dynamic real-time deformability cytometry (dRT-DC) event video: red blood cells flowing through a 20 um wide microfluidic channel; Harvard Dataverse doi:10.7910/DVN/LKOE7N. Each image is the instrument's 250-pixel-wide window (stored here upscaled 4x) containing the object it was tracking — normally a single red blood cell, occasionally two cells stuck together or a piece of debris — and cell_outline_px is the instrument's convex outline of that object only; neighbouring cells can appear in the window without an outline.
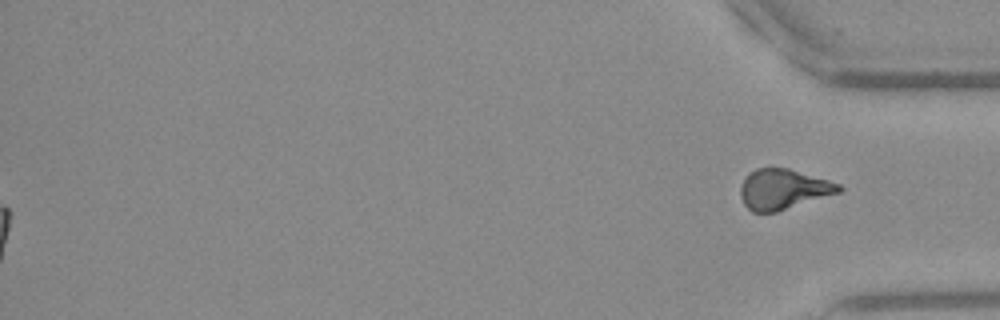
{"species": "Egyptian fruit bat (a non-hibernating species)", "species_latin": "Rousettus aegyptiacus", "temperature_condition": "warm", "stored_images_in_passage": 51, "segment_of_instrument_passage": [2, 2], "camera_frame_rate_fps": 3000, "um_per_image_px": 0.085, "frame": {"image": 1, "passage_image": 51, "time_ms": 16.667, "image_size_px": [1000, 320], "cell_outline_px": [[844, 188], [840, 192], [776, 212], [752, 212], [744, 204], [740, 196], [740, 188], [748, 172], [756, 168], [788, 168], [828, 180], [840, 184]], "centroid_in_image_um": [66.56, 16.08], "position_along_channel_um": 368.6, "area_um2": 22.95}}